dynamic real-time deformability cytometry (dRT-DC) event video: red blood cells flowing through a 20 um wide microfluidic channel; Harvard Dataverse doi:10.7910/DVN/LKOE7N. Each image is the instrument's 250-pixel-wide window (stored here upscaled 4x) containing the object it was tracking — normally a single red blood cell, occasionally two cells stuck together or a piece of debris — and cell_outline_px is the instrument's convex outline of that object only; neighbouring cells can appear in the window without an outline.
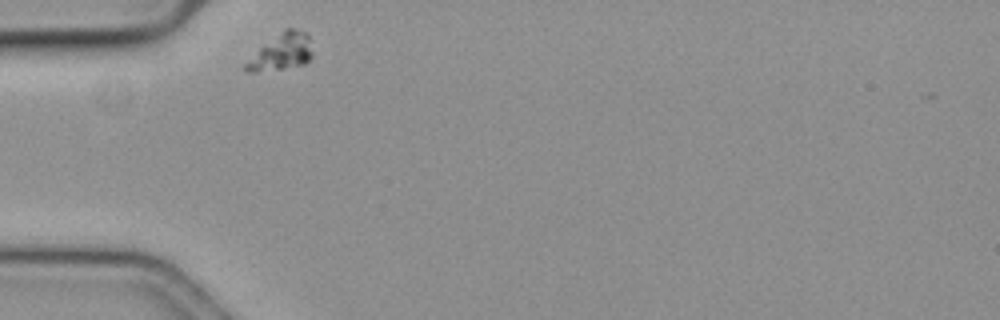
{"species": "common noctule bat (a hibernating species)", "species_latin": "Nyctalus noctula", "temperature_condition": "cold", "stored_images_in_passage": 33, "camera_frame_rate_fps": 3000, "um_per_image_px": 0.085, "animal": {"sex": "female", "body_mass_g": 19.3, "forearm_length_mm": 54.1}, "frame": {"image": 1, "passage_image": 1, "time_ms": 0.0, "image_size_px": [1000, 320], "cell_outline_px": [[312, 56], [304, 64], [256, 72], [244, 72], [244, 64], [260, 48], [284, 28], [292, 28], [308, 32], [312, 52]], "centroid_in_image_um": [23.94, 4.4], "position_along_channel_um": 61.1, "area_um2": 13.93}}
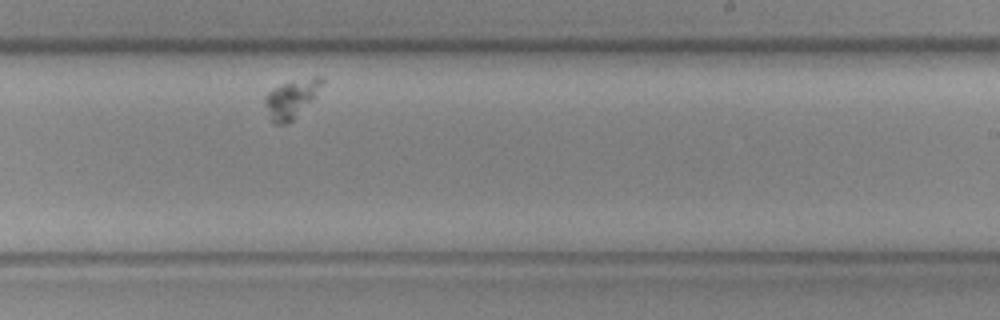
{"frame": {"image": 2, "passage_image": 21, "time_ms": 6.667, "image_size_px": [1000, 320], "cell_outline_px": [[324, 84], [312, 100], [288, 124], [276, 124], [272, 120], [264, 104], [264, 96], [272, 88], [284, 84], [312, 76], [324, 76]], "centroid_in_image_um": [24.79, 8.37], "position_along_channel_um": 264.2, "area_um2": 12.6}}
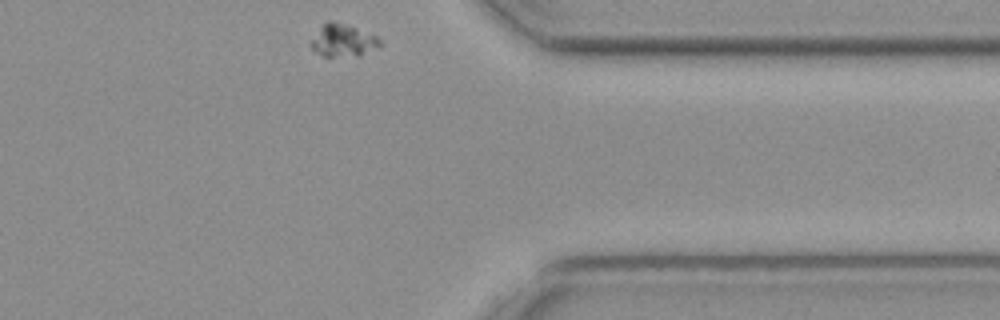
{"frame": {"image": 3, "passage_image": 33, "time_ms": 10.667, "image_size_px": [1000, 320], "cell_outline_px": [[384, 44], [356, 56], [324, 56], [316, 52], [312, 48], [312, 40], [320, 28], [328, 20], [332, 20], [356, 28], [376, 36]], "centroid_in_image_um": [29.17, 3.44], "position_along_channel_um": 382.2, "area_um2": 12.6}}